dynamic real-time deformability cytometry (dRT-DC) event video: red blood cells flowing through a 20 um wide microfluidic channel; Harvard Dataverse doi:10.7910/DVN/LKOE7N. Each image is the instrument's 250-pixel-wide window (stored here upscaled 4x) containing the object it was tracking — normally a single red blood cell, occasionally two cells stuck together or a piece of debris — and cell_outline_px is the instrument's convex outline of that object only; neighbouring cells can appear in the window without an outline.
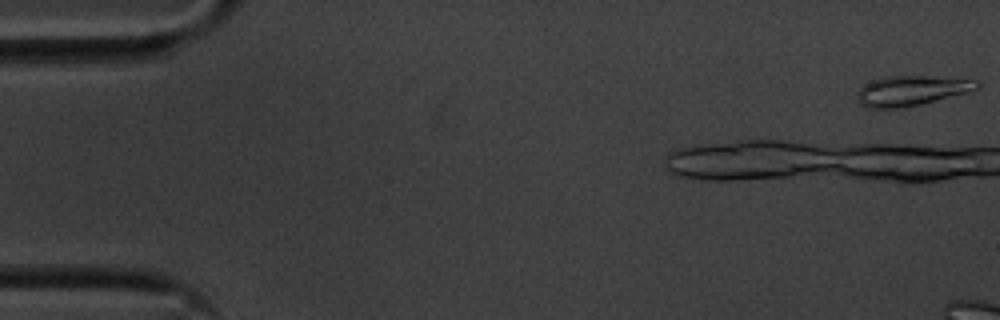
{"species": "common noctule bat (a hibernating species)", "species_latin": "Nyctalus noctula", "temperature_condition": "cold", "stored_images_in_passage": 5, "camera_frame_rate_fps": 3000, "um_per_image_px": 0.085, "animal": {"sex": "male", "body_mass_g": 20.1, "forearm_length_mm": 53.5}, "frame": {"image": 1, "passage_image": 1, "time_ms": 0.0, "image_size_px": [1000, 320], "cell_outline_px": [[980, 88], [968, 92], [904, 108], [868, 108], [860, 104], [856, 96], [860, 88], [864, 84], [872, 80], [884, 76], [928, 76], [980, 80]], "centroid_in_image_um": [77.47, 7.7], "position_along_channel_um": 7.5, "area_um2": 21.04}}